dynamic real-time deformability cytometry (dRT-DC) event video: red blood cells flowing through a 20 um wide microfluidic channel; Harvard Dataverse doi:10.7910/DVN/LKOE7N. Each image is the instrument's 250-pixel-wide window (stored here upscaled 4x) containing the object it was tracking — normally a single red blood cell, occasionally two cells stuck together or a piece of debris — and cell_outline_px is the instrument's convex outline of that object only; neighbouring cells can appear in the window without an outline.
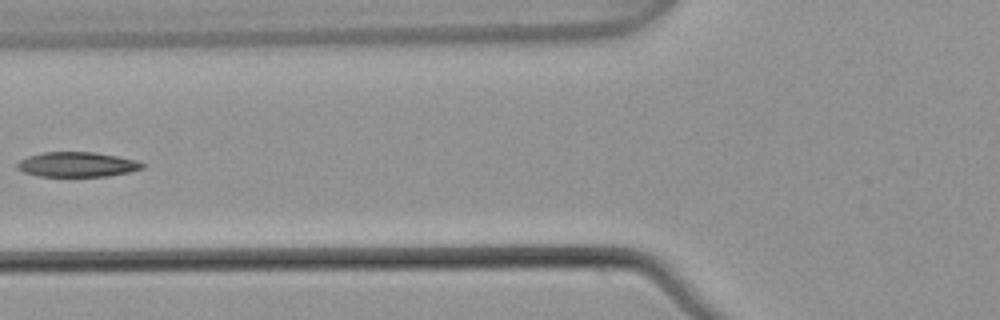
{"species": "common noctule bat (a hibernating species)", "species_latin": "Nyctalus noctula", "temperature_condition": "warm", "stored_images_in_passage": 6, "camera_frame_rate_fps": 3000, "um_per_image_px": 0.085, "animal": {"sex": "male", "body_mass_g": 21.5, "forearm_length_mm": 52.0}, "frame": {"image": 1, "passage_image": 6, "time_ms": 1.667, "image_size_px": [1000, 320], "cell_outline_px": [[148, 164], [144, 168], [128, 172], [108, 176], [40, 176], [24, 172], [16, 168], [16, 164], [20, 160], [28, 156], [44, 152], [92, 152], [116, 156], [136, 160]], "centroid_in_image_um": [6.57, 13.98], "position_along_channel_um": 119.2, "area_um2": 18.09}}